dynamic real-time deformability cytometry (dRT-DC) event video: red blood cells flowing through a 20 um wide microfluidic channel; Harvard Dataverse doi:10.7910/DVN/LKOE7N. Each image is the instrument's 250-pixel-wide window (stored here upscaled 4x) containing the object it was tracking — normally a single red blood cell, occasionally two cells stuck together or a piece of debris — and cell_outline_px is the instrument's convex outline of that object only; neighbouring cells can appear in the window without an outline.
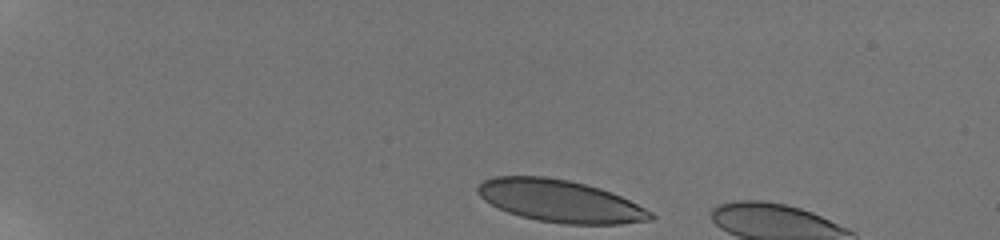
{"species": "human", "species_latin": "Homo sapiens", "temperature_condition": "room temperature", "stored_images_in_passage": 4, "camera_frame_rate_fps": 3000, "um_per_image_px": 0.085, "donor": {"sex": "male"}, "frame": {"image": 1, "passage_image": 1, "time_ms": 0.0, "image_size_px": [1000, 240], "cell_outline_px": [[656, 216], [652, 220], [620, 224], [564, 224], [540, 220], [520, 216], [508, 212], [484, 200], [476, 192], [476, 188], [484, 180], [496, 176], [544, 176], [568, 180], [600, 188], [612, 192], [652, 212]], "centroid_in_image_um": [47.61, 17.09], "position_along_channel_um": 37.4, "area_um2": 42.31}}